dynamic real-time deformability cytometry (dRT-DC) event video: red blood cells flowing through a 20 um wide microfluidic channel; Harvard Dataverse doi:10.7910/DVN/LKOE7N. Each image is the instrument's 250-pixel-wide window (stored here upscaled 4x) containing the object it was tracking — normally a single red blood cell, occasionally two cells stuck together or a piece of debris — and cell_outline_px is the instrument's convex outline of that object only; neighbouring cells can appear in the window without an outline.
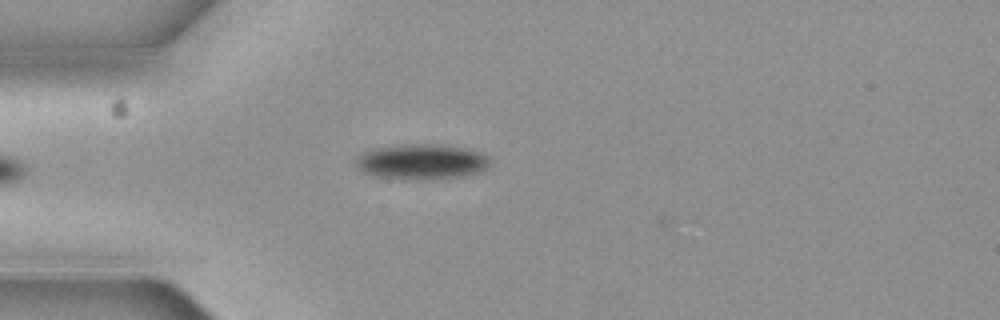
{"species": "common noctule bat (a hibernating species)", "species_latin": "Nyctalus noctula", "temperature_condition": "cold", "stored_images_in_passage": 5, "camera_frame_rate_fps": 3000, "um_per_image_px": 0.085, "animal": {"sex": "female", "body_mass_g": 19.3, "forearm_length_mm": 54.1}, "frame": {"image": 1, "passage_image": 5, "time_ms": 1.333, "image_size_px": [1000, 320], "cell_outline_px": [[492, 164], [488, 168], [480, 172], [468, 176], [372, 176], [356, 168], [356, 160], [364, 152], [376, 148], [412, 144], [440, 144], [468, 148], [484, 152], [492, 160]], "centroid_in_image_um": [35.96, 13.68], "position_along_channel_um": 49.0, "area_um2": 26.65}}